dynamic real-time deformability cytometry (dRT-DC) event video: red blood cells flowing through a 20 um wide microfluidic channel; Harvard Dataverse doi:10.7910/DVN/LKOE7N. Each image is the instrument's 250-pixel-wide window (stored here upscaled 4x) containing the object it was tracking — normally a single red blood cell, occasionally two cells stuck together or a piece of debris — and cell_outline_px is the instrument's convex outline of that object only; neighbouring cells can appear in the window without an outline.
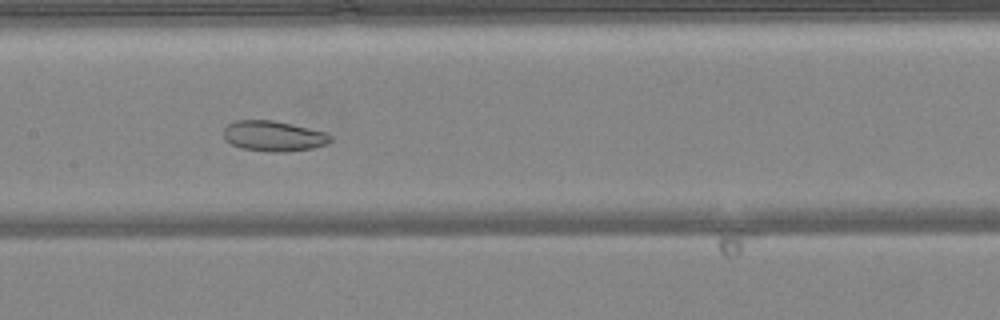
{"species": "common noctule bat (a hibernating species)", "species_latin": "Nyctalus noctula", "temperature_condition": "warm", "stored_images_in_passage": 49, "camera_frame_rate_fps": 3000, "um_per_image_px": 0.085, "animal": {"sex": "female", "body_mass_g": 24.6, "forearm_length_mm": 56.2}, "frame": {"image": 1, "passage_image": 24, "time_ms": 7.667, "image_size_px": [1000, 320], "cell_outline_px": [[332, 140], [328, 144], [312, 148], [288, 152], [272, 152], [240, 148], [224, 140], [224, 128], [228, 124], [236, 120], [272, 120], [292, 124], [328, 132], [332, 136]], "centroid_in_image_um": [23.28, 11.57], "position_along_channel_um": 184.1, "area_um2": 19.19}}
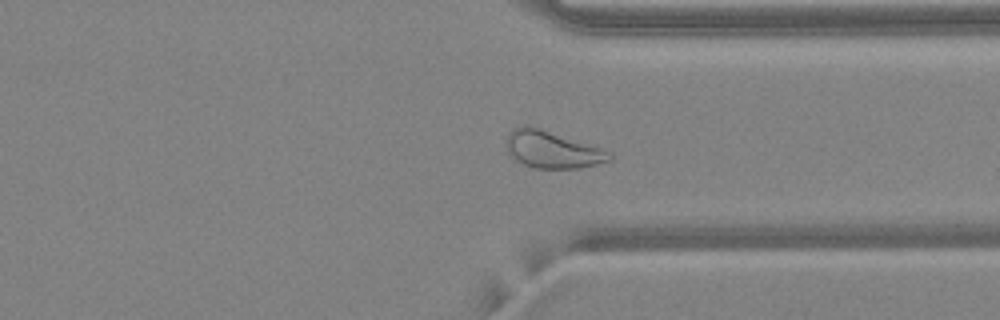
{"frame": {"image": 2, "passage_image": 37, "time_ms": 12.0, "image_size_px": [1000, 320], "cell_outline_px": [[612, 160], [580, 168], [536, 168], [524, 164], [516, 160], [508, 152], [508, 132], [512, 128], [520, 124], [524, 124], [600, 148], [612, 152]], "centroid_in_image_um": [46.93, 12.72], "position_along_channel_um": 364.5, "area_um2": 21.79}}
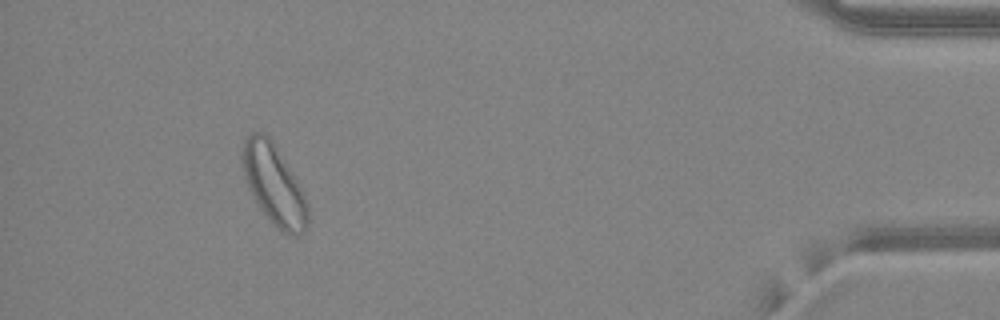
{"frame": {"image": 3, "passage_image": 45, "time_ms": 14.667, "image_size_px": [1000, 320], "cell_outline_px": [[308, 224], [304, 232], [300, 236], [292, 236], [284, 232], [260, 208], [252, 196], [244, 176], [240, 160], [240, 156], [244, 140], [252, 132], [264, 132], [276, 144], [292, 172], [308, 204]], "centroid_in_image_um": [23.27, 15.65], "position_along_channel_um": 411.9, "area_um2": 30.4}, "authors_computed_cell_mechanics": {"area_um2": 26.9348, "velocity_mm_per_s": 4.1757, "shape_relaxation_time_tau1_ms": null, "shape_relaxation_time_tau2_ms": 5.9063, "deformation_change_tau1": null, "deformation_change_tau2": 0.1323}}